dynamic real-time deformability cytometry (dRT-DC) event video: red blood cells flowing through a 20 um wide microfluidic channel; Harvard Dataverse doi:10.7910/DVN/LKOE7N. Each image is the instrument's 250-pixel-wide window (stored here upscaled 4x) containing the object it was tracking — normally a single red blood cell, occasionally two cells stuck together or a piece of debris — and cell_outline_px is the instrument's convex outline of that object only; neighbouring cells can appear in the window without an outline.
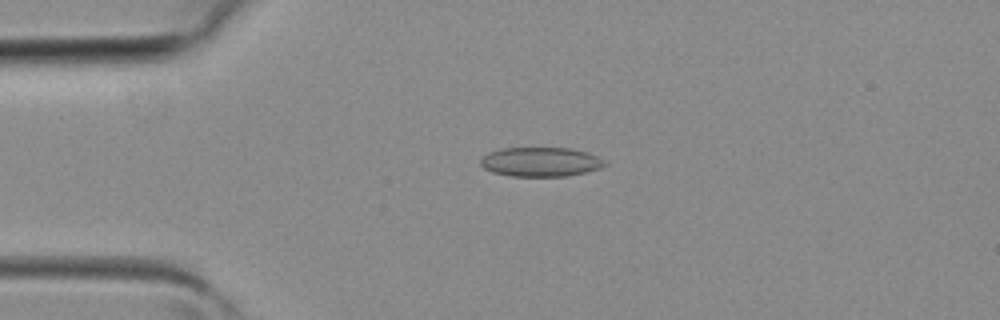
{"species": "common noctule bat (a hibernating species)", "species_latin": "Nyctalus noctula", "temperature_condition": "room temperature", "stored_images_in_passage": 39, "camera_frame_rate_fps": 3000, "um_per_image_px": 0.085, "animal": {"sex": "female", "body_mass_g": 19.3, "forearm_length_mm": 54.1}, "frame": {"image": 1, "passage_image": 9, "time_ms": 2.667, "image_size_px": [1000, 320], "cell_outline_px": [[608, 164], [600, 168], [568, 176], [512, 176], [492, 172], [484, 168], [480, 164], [480, 160], [488, 152], [504, 148], [572, 148], [588, 152], [604, 160]], "centroid_in_image_um": [45.96, 13.76], "position_along_channel_um": 39.0, "area_um2": 21.21}}
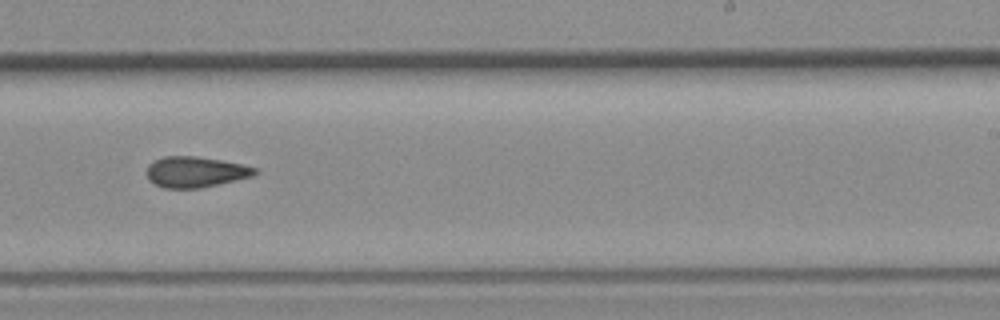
{"frame": {"image": 2, "passage_image": 24, "time_ms": 7.667, "image_size_px": [1000, 320], "cell_outline_px": [[260, 172], [252, 176], [200, 188], [164, 188], [148, 180], [148, 164], [164, 156], [196, 156], [220, 160], [240, 164], [256, 168]], "centroid_in_image_um": [16.61, 14.61], "position_along_channel_um": 272.4, "area_um2": 19.13}}
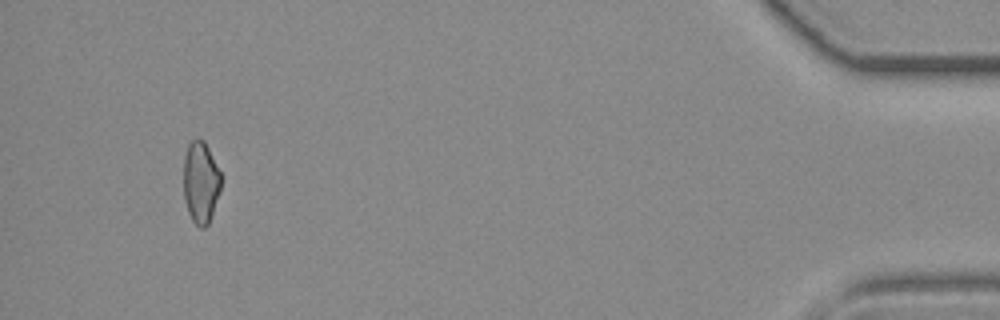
{"frame": {"image": 3, "passage_image": 37, "time_ms": 12.0, "image_size_px": [1000, 320], "cell_outline_px": [[220, 192], [208, 224], [204, 228], [200, 228], [192, 220], [188, 212], [184, 200], [184, 156], [188, 144], [192, 140], [204, 140], [220, 172]], "centroid_in_image_um": [17.05, 15.52], "position_along_channel_um": 418.2, "area_um2": 17.69}}